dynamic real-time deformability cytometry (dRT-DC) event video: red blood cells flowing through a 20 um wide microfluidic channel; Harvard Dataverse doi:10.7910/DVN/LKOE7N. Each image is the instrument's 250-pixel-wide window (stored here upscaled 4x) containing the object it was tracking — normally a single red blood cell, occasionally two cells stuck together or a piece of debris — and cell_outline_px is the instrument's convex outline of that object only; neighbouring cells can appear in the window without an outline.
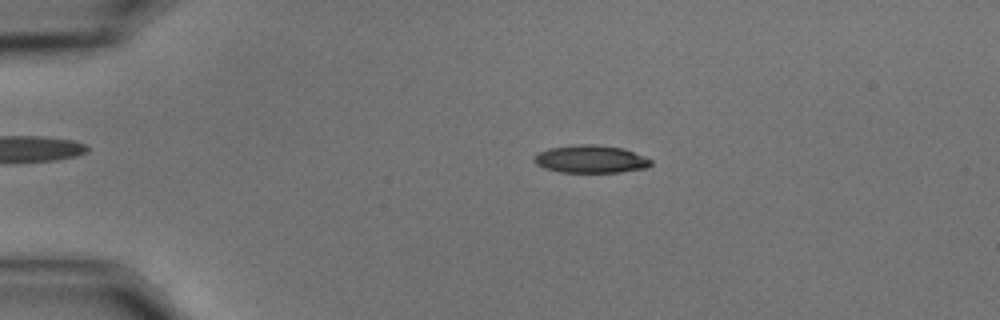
{"species": "common noctule bat (a hibernating species)", "species_latin": "Nyctalus noctula", "temperature_condition": "cold", "stored_images_in_passage": 58, "camera_frame_rate_fps": 3000, "um_per_image_px": 0.085, "animal": {"sex": "male", "body_mass_g": 15.6}, "frame": {"image": 1, "passage_image": 12, "time_ms": 3.667, "image_size_px": [1000, 320], "cell_outline_px": [[652, 164], [648, 168], [620, 172], [560, 172], [544, 168], [536, 164], [532, 160], [536, 152], [548, 148], [576, 144], [596, 144], [624, 148], [652, 160]], "centroid_in_image_um": [50.18, 13.52], "position_along_channel_um": 34.8, "area_um2": 19.13}}
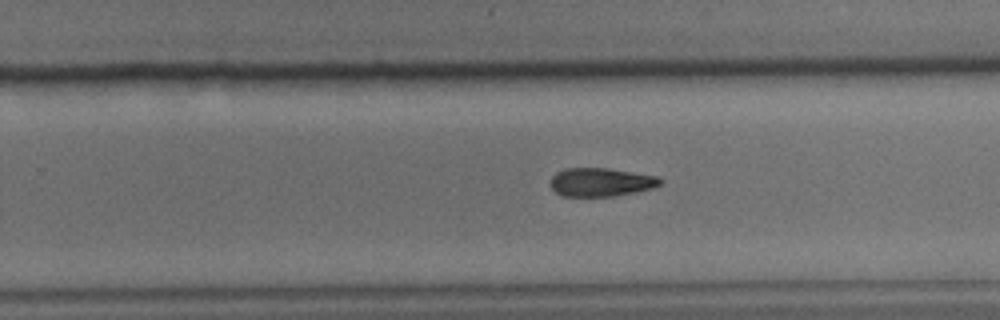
{"frame": {"image": 2, "passage_image": 37, "time_ms": 12.0, "image_size_px": [1000, 320], "cell_outline_px": [[664, 180], [660, 184], [652, 188], [636, 192], [612, 196], [560, 196], [552, 188], [552, 176], [556, 172], [564, 168], [608, 168], [656, 176]], "centroid_in_image_um": [51.07, 15.48], "position_along_channel_um": 278.7, "area_um2": 18.15}}
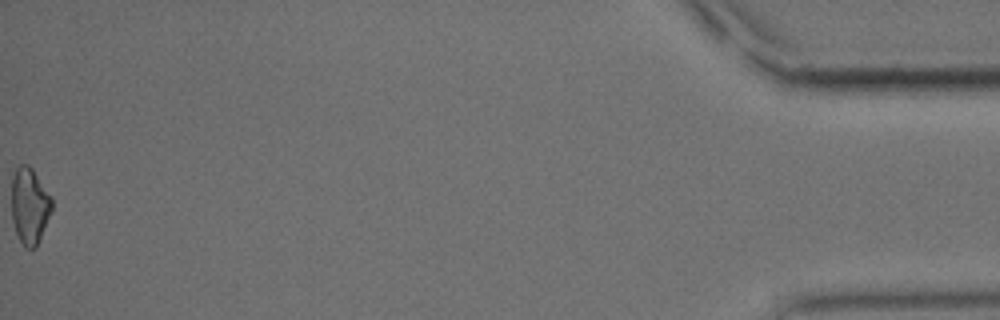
{"frame": {"image": 3, "passage_image": 58, "time_ms": 19.0, "image_size_px": [1000, 320], "cell_outline_px": [[52, 212], [36, 248], [24, 248], [16, 232], [12, 220], [12, 172], [20, 164], [28, 164], [32, 168], [52, 196]], "centroid_in_image_um": [2.53, 17.48], "position_along_channel_um": 432.7, "area_um2": 18.21}, "authors_computed_cell_mechanics": {"area_um2": 18.7272, "velocity_mm_per_s": 3.4969, "shape_relaxation_time_tau1_ms": 4.7474, "shape_relaxation_time_tau2_ms": null, "deformation_change_tau1": 0.1369, "deformation_change_tau2": null}}